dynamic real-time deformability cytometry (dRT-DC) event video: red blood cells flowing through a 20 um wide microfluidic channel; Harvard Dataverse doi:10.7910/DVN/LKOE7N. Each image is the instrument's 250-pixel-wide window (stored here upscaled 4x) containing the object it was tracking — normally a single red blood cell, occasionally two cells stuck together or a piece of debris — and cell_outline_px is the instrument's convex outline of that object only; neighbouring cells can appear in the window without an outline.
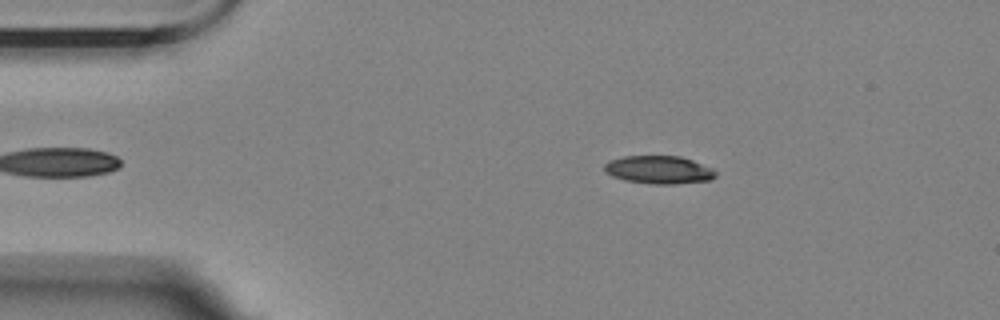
{"species": "Egyptian fruit bat (a non-hibernating species)", "species_latin": "Rousettus aegyptiacus", "temperature_condition": "room temperature", "stored_images_in_passage": 43, "camera_frame_rate_fps": 3000, "um_per_image_px": 0.085, "animal": {"sex": "female"}, "frame": {"image": 1, "passage_image": 4, "time_ms": 1.0, "image_size_px": [1000, 320], "cell_outline_px": [[716, 176], [712, 180], [672, 184], [652, 184], [624, 180], [612, 176], [604, 172], [604, 164], [608, 160], [624, 156], [680, 156], [692, 160], [712, 168], [716, 172]], "centroid_in_image_um": [55.98, 14.43], "position_along_channel_um": 29.0, "area_um2": 18.26}}
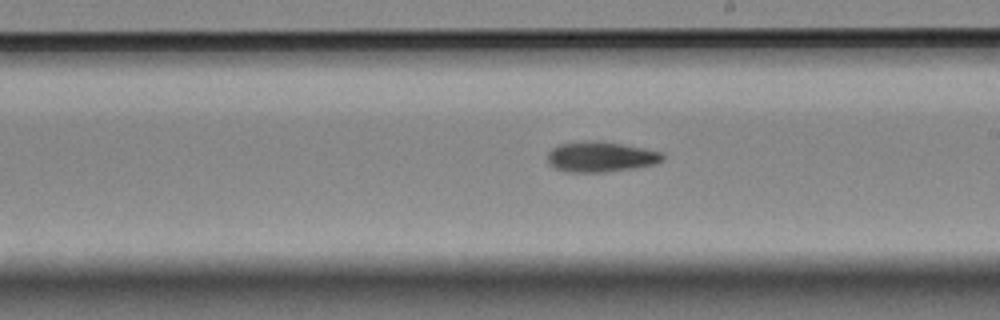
{"frame": {"image": 2, "passage_image": 26, "time_ms": 8.333, "image_size_px": [1000, 320], "cell_outline_px": [[664, 160], [656, 164], [636, 168], [604, 172], [568, 172], [556, 168], [548, 164], [548, 152], [552, 148], [560, 144], [580, 140], [596, 140], [644, 148], [660, 152], [664, 156]], "centroid_in_image_um": [51.05, 13.32], "position_along_channel_um": 237.9, "area_um2": 20.52}}
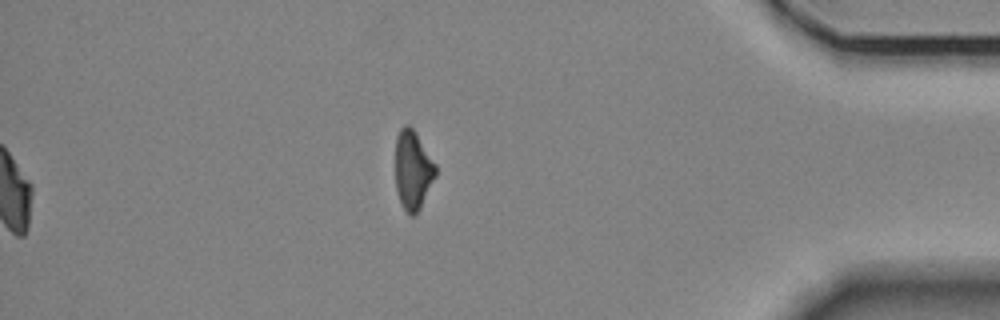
{"frame": {"image": 3, "passage_image": 43, "time_ms": 14.0, "image_size_px": [1000, 320], "cell_outline_px": [[436, 176], [416, 216], [412, 216], [404, 208], [400, 200], [396, 188], [396, 136], [400, 128], [404, 124], [408, 124], [416, 132], [436, 164]], "centroid_in_image_um": [35.1, 14.42], "position_along_channel_um": 400.1, "area_um2": 18.5}, "authors_computed_cell_mechanics": {"area_um2": 19.652, "velocity_mm_per_s": 3.5296, "shape_relaxation_time_tau1_ms": 4.868, "shape_relaxation_time_tau2_ms": null, "deformation_change_tau1": 0.1424, "deformation_change_tau2": null}}